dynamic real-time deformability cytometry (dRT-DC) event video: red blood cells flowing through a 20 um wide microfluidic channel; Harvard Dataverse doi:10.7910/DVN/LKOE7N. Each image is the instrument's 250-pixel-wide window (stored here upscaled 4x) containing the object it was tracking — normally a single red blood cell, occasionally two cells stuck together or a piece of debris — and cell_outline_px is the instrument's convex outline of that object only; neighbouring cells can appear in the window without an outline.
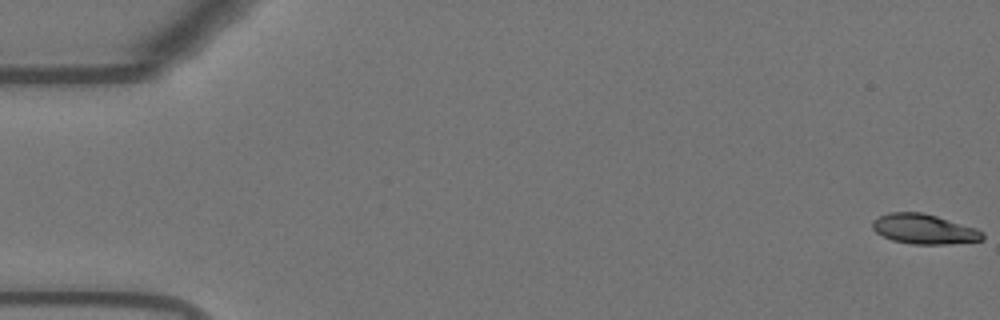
{"species": "Egyptian fruit bat (a non-hibernating species)", "species_latin": "Rousettus aegyptiacus", "temperature_condition": "warm", "stored_images_in_passage": 56, "camera_frame_rate_fps": 3000, "um_per_image_px": 0.085, "animal": {"sex": "female"}, "frame": {"image": 1, "passage_image": 1, "time_ms": 0.0, "image_size_px": [1000, 320], "cell_outline_px": [[984, 240], [948, 244], [912, 244], [892, 240], [876, 232], [872, 228], [872, 220], [888, 212], [924, 212], [976, 228], [984, 232]], "centroid_in_image_um": [78.55, 19.46], "position_along_channel_um": 6.4, "area_um2": 19.25}}
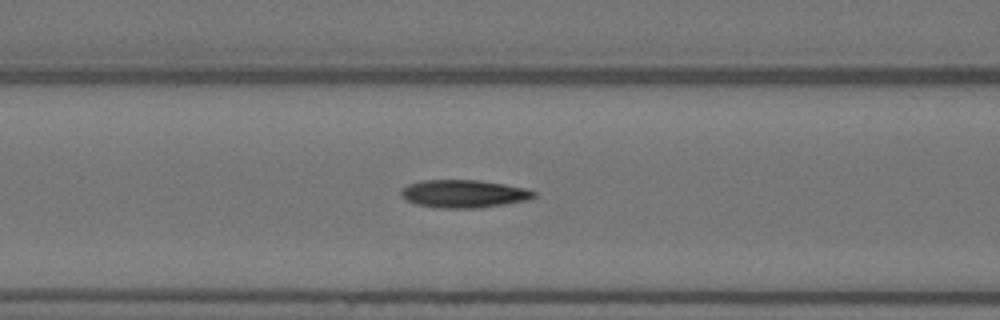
{"frame": {"image": 2, "passage_image": 23, "time_ms": 7.333, "image_size_px": [1000, 320], "cell_outline_px": [[536, 196], [528, 200], [480, 208], [440, 208], [416, 204], [404, 200], [400, 196], [400, 192], [408, 184], [424, 180], [480, 180], [528, 188], [536, 192]], "centroid_in_image_um": [39.43, 16.47], "position_along_channel_um": 127.2, "area_um2": 21.73}}
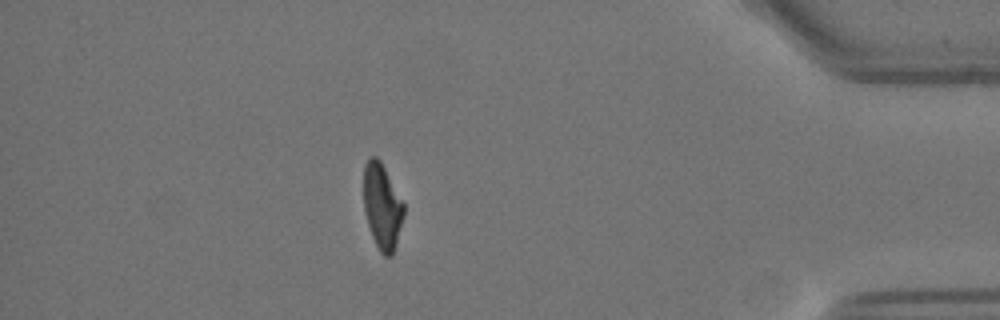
{"frame": {"image": 3, "passage_image": 49, "time_ms": 16.0, "image_size_px": [1000, 320], "cell_outline_px": [[404, 212], [396, 244], [392, 256], [384, 256], [380, 252], [372, 236], [364, 212], [364, 164], [368, 156], [376, 156], [380, 160], [404, 200]], "centroid_in_image_um": [32.48, 17.5], "position_along_channel_um": 402.7, "area_um2": 20.17}, "authors_computed_cell_mechanics": {"area_um2": 21.2415, "velocity_mm_per_s": 3.6871, "shape_relaxation_time_tau1_ms": null, "shape_relaxation_time_tau2_ms": 3.1544, "deformation_change_tau1": null, "deformation_change_tau2": 0.1057}}